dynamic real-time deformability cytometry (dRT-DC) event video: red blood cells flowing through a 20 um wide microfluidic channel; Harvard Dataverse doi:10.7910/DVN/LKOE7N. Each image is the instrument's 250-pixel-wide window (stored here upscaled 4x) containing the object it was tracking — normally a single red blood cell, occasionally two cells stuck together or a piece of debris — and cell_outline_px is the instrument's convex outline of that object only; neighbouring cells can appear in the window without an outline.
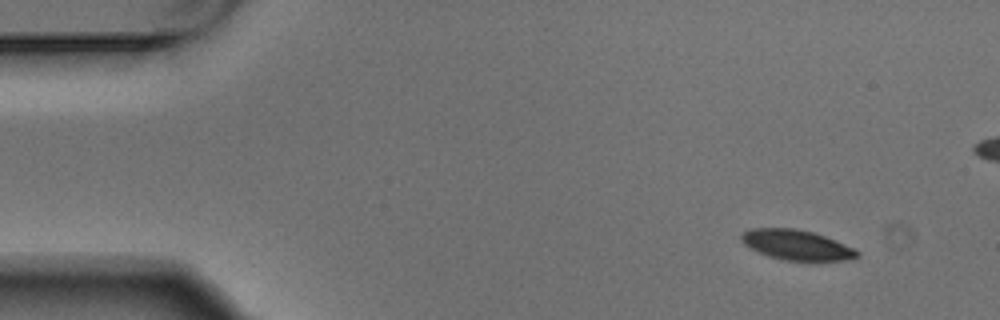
{"species": "Egyptian fruit bat (a non-hibernating species)", "species_latin": "Rousettus aegyptiacus", "temperature_condition": "warm", "stored_images_in_passage": 5, "camera_frame_rate_fps": 3000, "um_per_image_px": 0.085, "animal": {"sex": "male"}, "frame": {"image": 1, "passage_image": 1, "time_ms": 0.0, "image_size_px": [1000, 320], "cell_outline_px": [[860, 256], [844, 260], [784, 260], [768, 256], [744, 244], [740, 240], [740, 236], [744, 232], [752, 228], [796, 228], [812, 232], [836, 240], [860, 252]], "centroid_in_image_um": [67.7, 20.81], "position_along_channel_um": 17.3, "area_um2": 20.0}}